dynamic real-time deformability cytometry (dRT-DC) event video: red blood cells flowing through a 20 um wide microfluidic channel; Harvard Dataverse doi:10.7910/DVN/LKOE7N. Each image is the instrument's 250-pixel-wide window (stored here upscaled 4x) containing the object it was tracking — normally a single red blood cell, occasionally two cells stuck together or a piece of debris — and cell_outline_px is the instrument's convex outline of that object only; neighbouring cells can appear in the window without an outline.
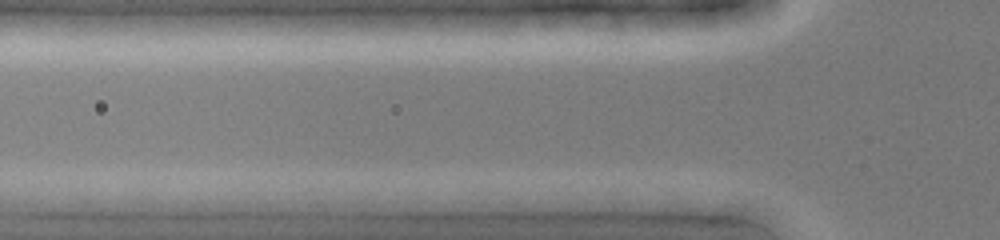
{"species": "common noctule bat (a hibernating species)", "species_latin": "Nyctalus noctula", "temperature_condition": "cold", "stored_images_in_passage": 2, "camera_frame_rate_fps": 3000, "um_per_image_px": 0.085, "animal": {"sex": "female", "body_mass_g": 19.0, "forearm_length_mm": 51.5}, "frame": {"image": 1, "passage_image": 2, "time_ms": 0.333, "image_size_px": [1000, 240], "cell_outline_px": [[628, 200], [596, 212], [592, 212], [496, 200], [504, 192], [616, 192]], "centroid_in_image_um": [48.15, 16.98], "position_along_channel_um": 77.7, "area_um2": 12.95}}